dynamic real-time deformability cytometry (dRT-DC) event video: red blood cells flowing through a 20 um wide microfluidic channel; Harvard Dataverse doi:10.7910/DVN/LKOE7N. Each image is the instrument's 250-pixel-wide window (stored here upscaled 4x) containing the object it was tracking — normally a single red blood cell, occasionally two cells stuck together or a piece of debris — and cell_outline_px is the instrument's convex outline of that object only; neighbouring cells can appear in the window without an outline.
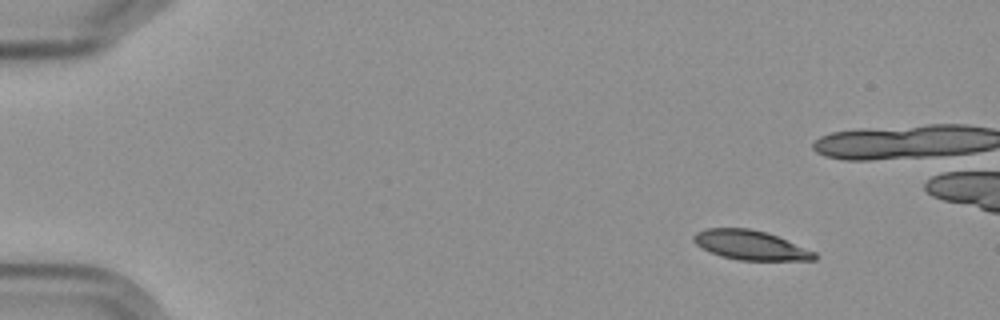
{"species": "Egyptian fruit bat (a non-hibernating species)", "species_latin": "Rousettus aegyptiacus", "temperature_condition": "cold", "stored_images_in_passage": 5, "camera_frame_rate_fps": 3000, "um_per_image_px": 0.085, "frame": {"image": 1, "passage_image": 1, "time_ms": 0.0, "image_size_px": [1000, 320], "cell_outline_px": [[816, 260], [740, 260], [720, 256], [696, 244], [692, 240], [692, 236], [696, 232], [708, 228], [748, 228], [764, 232], [776, 236], [816, 252]], "centroid_in_image_um": [63.77, 20.84], "position_along_channel_um": 21.2, "area_um2": 20.4}}